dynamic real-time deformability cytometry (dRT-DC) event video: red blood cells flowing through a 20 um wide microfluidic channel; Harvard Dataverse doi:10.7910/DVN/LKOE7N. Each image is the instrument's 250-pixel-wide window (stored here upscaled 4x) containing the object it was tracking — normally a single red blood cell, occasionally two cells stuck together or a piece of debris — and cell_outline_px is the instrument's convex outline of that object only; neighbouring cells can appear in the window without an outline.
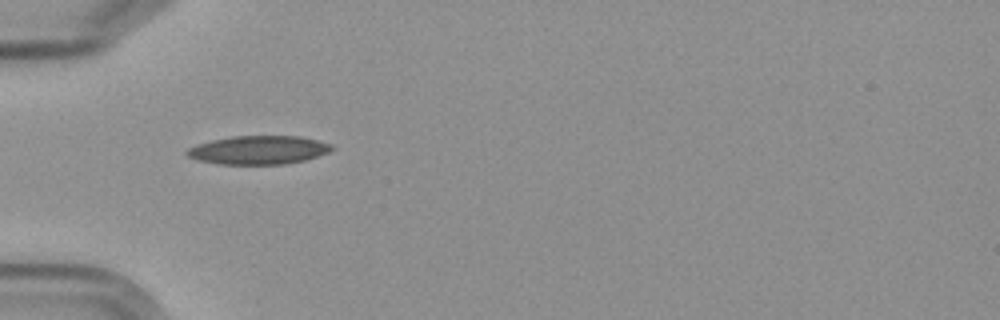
{"species": "Egyptian fruit bat (a non-hibernating species)", "species_latin": "Rousettus aegyptiacus", "temperature_condition": "cold", "stored_images_in_passage": 11, "camera_frame_rate_fps": 3000, "um_per_image_px": 0.085, "frame": {"image": 1, "passage_image": 1, "time_ms": 0.0, "image_size_px": [1000, 320], "cell_outline_px": [[336, 148], [328, 152], [304, 160], [284, 164], [220, 164], [196, 160], [188, 156], [184, 152], [188, 148], [196, 144], [212, 140], [232, 136], [300, 136], [332, 144]], "centroid_in_image_um": [21.95, 12.75], "position_along_channel_um": 63.0, "area_um2": 24.1}}
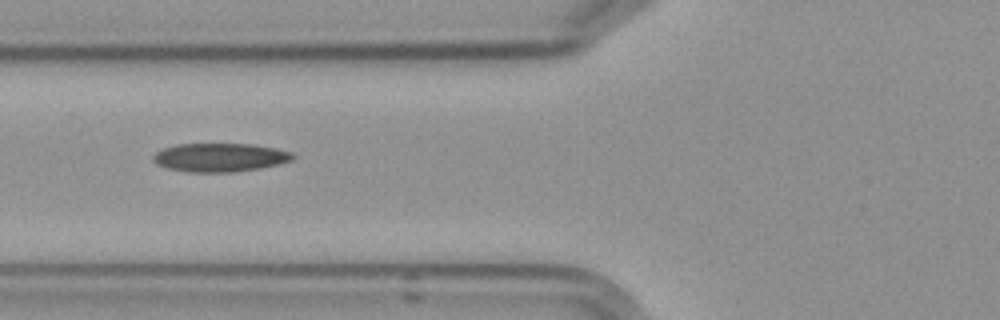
{"frame": {"image": 2, "passage_image": 2, "time_ms": 1.333, "image_size_px": [1000, 320], "cell_outline_px": [[296, 156], [292, 160], [260, 168], [232, 172], [188, 172], [168, 168], [156, 164], [152, 160], [152, 156], [156, 152], [164, 148], [176, 144], [252, 144], [276, 148], [292, 152]], "centroid_in_image_um": [18.68, 13.38], "position_along_channel_um": 107.1, "area_um2": 23.24}}
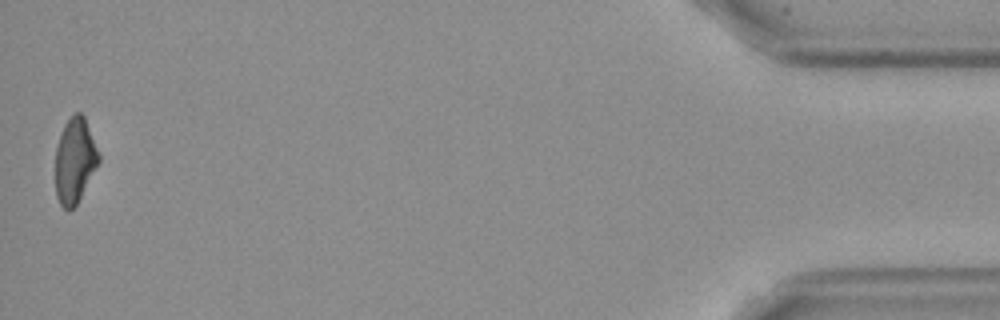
{"frame": {"image": 3, "passage_image": 11, "time_ms": 12.667, "image_size_px": [1000, 320], "cell_outline_px": [[100, 160], [76, 204], [68, 212], [60, 204], [56, 196], [56, 148], [64, 124], [76, 112], [80, 112], [84, 116], [100, 156]], "centroid_in_image_um": [6.35, 13.65], "position_along_channel_um": 428.9, "area_um2": 21.04}, "authors_computed_cell_mechanics": {"area_um2": 22.7154, "velocity_mm_per_s": 3.5792, "shape_relaxation_time_tau1_ms": 9.5278, "shape_relaxation_time_tau2_ms": 3.9038, "deformation_change_tau1": 0.1919, "deformation_change_tau2": 0.0958}}